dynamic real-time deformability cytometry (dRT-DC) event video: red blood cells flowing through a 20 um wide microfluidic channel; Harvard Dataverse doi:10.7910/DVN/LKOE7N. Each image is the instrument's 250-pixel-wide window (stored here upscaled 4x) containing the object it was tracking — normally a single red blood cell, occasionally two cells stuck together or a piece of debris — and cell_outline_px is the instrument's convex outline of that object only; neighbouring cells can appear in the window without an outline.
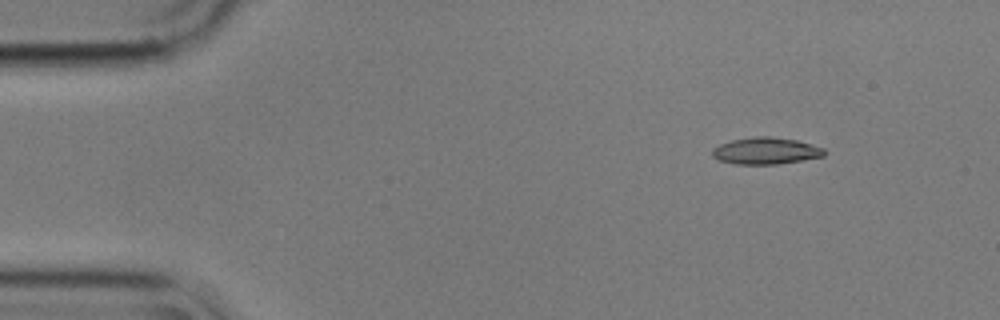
{"species": "common noctule bat (a hibernating species)", "species_latin": "Nyctalus noctula", "temperature_condition": "cold", "stored_images_in_passage": 6, "segment_of_instrument_passage": [2, 2], "camera_frame_rate_fps": 3000, "um_per_image_px": 0.085, "animal": {"sex": "male", "body_mass_g": 17.9}, "frame": {"image": 1, "passage_image": 6, "time_ms": 1.667, "image_size_px": [1000, 320], "cell_outline_px": [[828, 152], [824, 156], [804, 160], [780, 164], [732, 164], [716, 160], [712, 156], [712, 148], [720, 144], [732, 140], [752, 136], [768, 136], [796, 140], [824, 148]], "centroid_in_image_um": [65.08, 12.83], "position_along_channel_um": 19.9, "area_um2": 17.74}}